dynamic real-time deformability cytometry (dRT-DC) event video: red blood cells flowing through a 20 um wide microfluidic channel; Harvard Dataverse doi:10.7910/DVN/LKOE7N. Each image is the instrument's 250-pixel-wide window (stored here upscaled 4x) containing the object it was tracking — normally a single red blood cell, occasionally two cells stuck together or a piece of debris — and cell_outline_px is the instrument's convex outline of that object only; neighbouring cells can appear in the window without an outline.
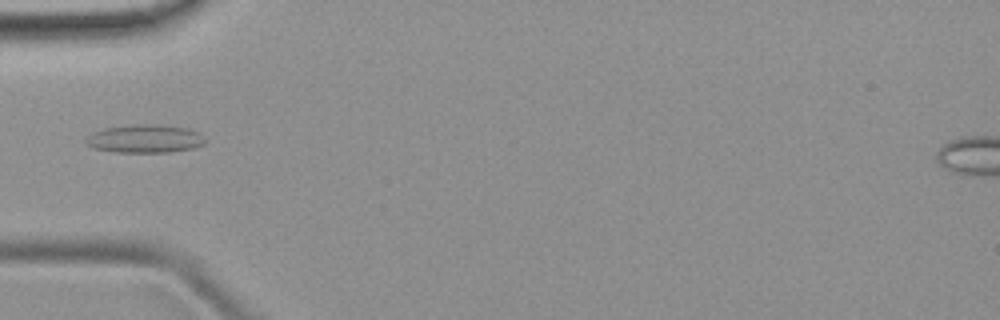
{"species": "common noctule bat (a hibernating species)", "species_latin": "Nyctalus noctula", "temperature_condition": "room temperature", "stored_images_in_passage": 1, "camera_frame_rate_fps": 3000, "um_per_image_px": 0.085, "animal": {"sex": "female", "body_mass_g": 19.9}, "frame": {"image": 1, "passage_image": 1, "time_ms": 0.0, "image_size_px": [1000, 320], "cell_outline_px": [[204, 144], [196, 148], [168, 152], [116, 152], [92, 148], [84, 144], [84, 140], [92, 132], [104, 128], [132, 124], [156, 124], [188, 128], [200, 132], [204, 140]], "centroid_in_image_um": [12.29, 11.79], "position_along_channel_um": 72.7, "area_um2": 19.88}}